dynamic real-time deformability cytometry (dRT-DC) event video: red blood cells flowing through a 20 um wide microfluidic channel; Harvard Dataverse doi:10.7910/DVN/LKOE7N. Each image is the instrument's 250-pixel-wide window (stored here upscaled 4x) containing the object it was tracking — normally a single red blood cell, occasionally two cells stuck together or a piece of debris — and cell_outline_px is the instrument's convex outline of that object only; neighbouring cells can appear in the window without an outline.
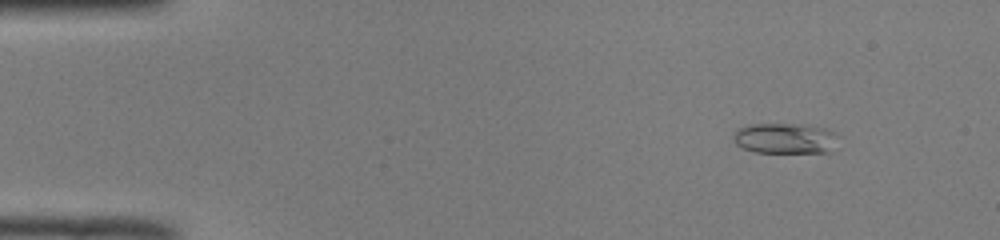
{"species": "common noctule bat (a hibernating species)", "species_latin": "Nyctalus noctula", "temperature_condition": "room temperature", "stored_images_in_passage": 52, "camera_frame_rate_fps": 3000, "um_per_image_px": 0.085, "animal": {"sex": "male", "body_mass_g": 19.0, "forearm_length_mm": 50.8}, "frame": {"image": 1, "passage_image": 6, "time_ms": 1.667, "image_size_px": [1000, 240], "cell_outline_px": [[840, 136], [832, 152], [756, 152], [744, 148], [736, 144], [732, 136], [736, 128], [752, 124], [796, 124], [824, 128], [836, 132]], "centroid_in_image_um": [66.76, 11.76], "position_along_channel_um": 18.2, "area_um2": 18.84}}
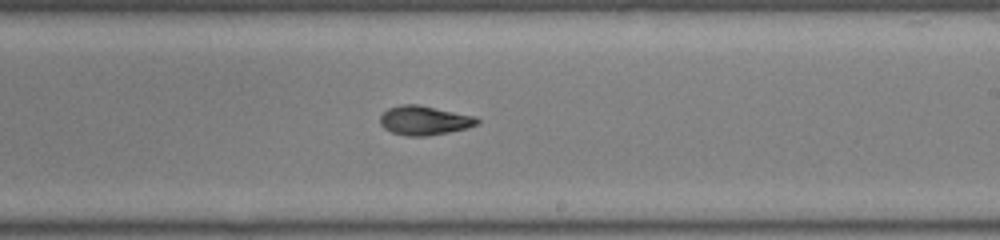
{"frame": {"image": 2, "passage_image": 31, "time_ms": 10.0, "image_size_px": [1000, 240], "cell_outline_px": [[480, 120], [476, 124], [468, 128], [428, 136], [408, 136], [392, 132], [384, 128], [380, 124], [380, 116], [388, 108], [404, 104], [416, 104], [472, 116]], "centroid_in_image_um": [36.02, 10.25], "position_along_channel_um": 253.0, "area_um2": 16.18}}
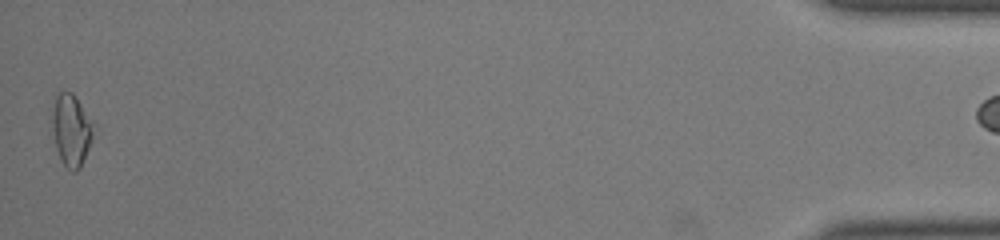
{"frame": {"image": 3, "passage_image": 51, "time_ms": 16.667, "image_size_px": [1000, 240], "cell_outline_px": [[96, 124], [92, 140], [80, 168], [76, 172], [72, 172], [60, 160], [56, 148], [52, 124], [52, 116], [56, 96], [60, 92], [72, 92]], "centroid_in_image_um": [6.1, 11.07], "position_along_channel_um": 429.1, "area_um2": 17.34}}